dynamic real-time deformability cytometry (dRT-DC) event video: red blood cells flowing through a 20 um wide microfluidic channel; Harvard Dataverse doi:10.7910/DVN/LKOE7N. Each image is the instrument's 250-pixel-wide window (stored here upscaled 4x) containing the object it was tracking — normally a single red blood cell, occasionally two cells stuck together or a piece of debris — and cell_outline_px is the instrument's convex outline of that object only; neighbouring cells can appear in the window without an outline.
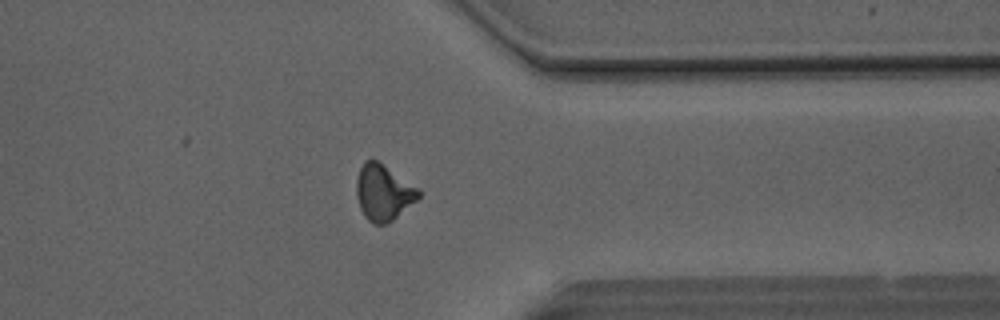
{"species": "Egyptian fruit bat (a non-hibernating species)", "species_latin": "Rousettus aegyptiacus", "temperature_condition": "room temperature", "stored_images_in_passage": 35, "camera_frame_rate_fps": 3000, "um_per_image_px": 0.085, "animal": {"sex": "male"}, "frame": {"image": 1, "passage_image": 25, "time_ms": 8.0, "image_size_px": [1000, 320], "cell_outline_px": [[420, 196], [416, 200], [392, 220], [384, 224], [372, 224], [364, 216], [360, 208], [356, 196], [356, 176], [364, 160], [372, 156], [416, 188], [420, 192]], "centroid_in_image_um": [32.51, 16.34], "position_along_channel_um": 378.9, "area_um2": 20.06}}
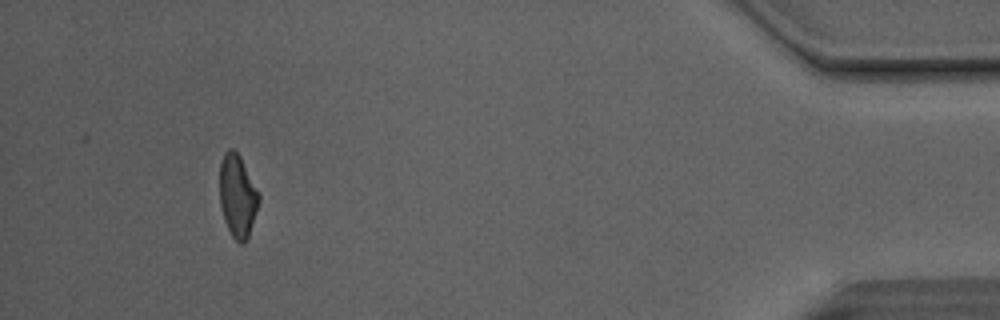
{"frame": {"image": 2, "passage_image": 32, "time_ms": 10.333, "image_size_px": [1000, 320], "cell_outline_px": [[260, 200], [248, 236], [244, 244], [240, 244], [232, 236], [224, 220], [220, 204], [220, 160], [224, 152], [228, 148], [232, 148], [240, 156], [260, 196]], "centroid_in_image_um": [20.17, 16.64], "position_along_channel_um": 415.0, "area_um2": 18.73}, "authors_computed_cell_mechanics": {"area_um2": 19.5364, "velocity_mm_per_s": 4.1477, "shape_relaxation_time_tau1_ms": null, "shape_relaxation_time_tau2_ms": 2.3425, "deformation_change_tau1": null, "deformation_change_tau2": 0.1036}}